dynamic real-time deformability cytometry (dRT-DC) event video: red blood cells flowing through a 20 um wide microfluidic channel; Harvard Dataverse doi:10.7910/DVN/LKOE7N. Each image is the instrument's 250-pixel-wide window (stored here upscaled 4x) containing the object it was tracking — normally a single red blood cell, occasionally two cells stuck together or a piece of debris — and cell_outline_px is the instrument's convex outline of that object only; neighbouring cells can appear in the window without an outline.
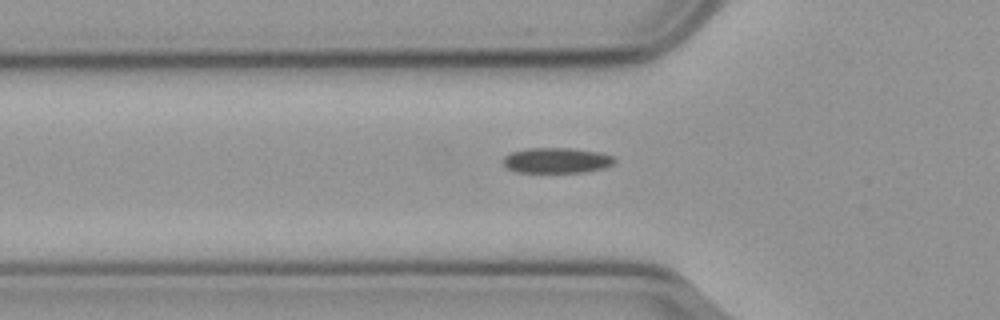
{"species": "common noctule bat (a hibernating species)", "species_latin": "Nyctalus noctula", "temperature_condition": "cold", "stored_images_in_passage": 38, "camera_frame_rate_fps": 3000, "um_per_image_px": 0.085, "animal": {"sex": "male", "body_mass_g": 23.1, "forearm_length_mm": 52.7}, "frame": {"image": 1, "passage_image": 9, "time_ms": 2.667, "image_size_px": [1000, 320], "cell_outline_px": [[616, 160], [612, 164], [604, 168], [584, 172], [516, 172], [504, 168], [500, 160], [504, 156], [512, 152], [528, 148], [572, 148], [600, 152], [612, 156]], "centroid_in_image_um": [47.25, 13.63], "position_along_channel_um": 78.5, "area_um2": 16.7}}
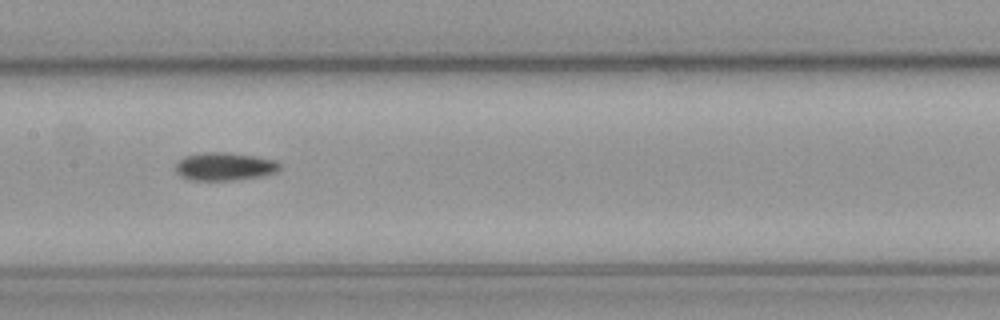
{"frame": {"image": 2, "passage_image": 18, "time_ms": 5.667, "image_size_px": [1000, 320], "cell_outline_px": [[280, 168], [276, 172], [256, 176], [228, 180], [196, 180], [184, 176], [176, 172], [176, 164], [184, 156], [208, 152], [228, 152], [256, 156], [276, 160], [280, 164]], "centroid_in_image_um": [19.11, 14.12], "position_along_channel_um": 188.3, "area_um2": 16.59}}
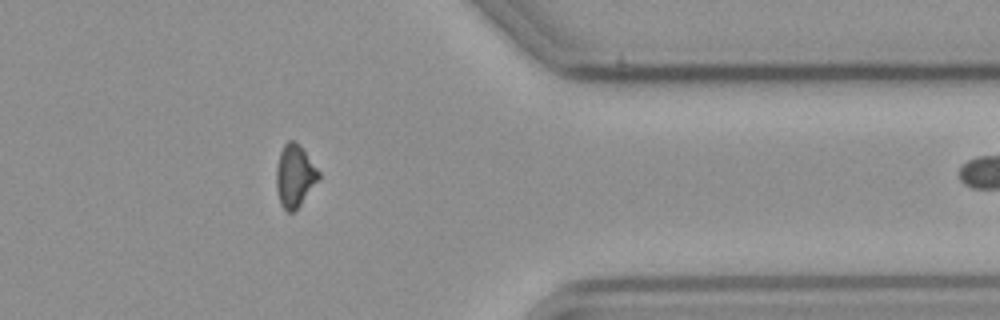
{"frame": {"image": 3, "passage_image": 36, "time_ms": 11.667, "image_size_px": [1000, 320], "cell_outline_px": [[320, 176], [300, 204], [292, 212], [288, 212], [280, 204], [276, 188], [276, 168], [280, 152], [284, 144], [288, 140], [292, 140], [304, 152], [320, 172]], "centroid_in_image_um": [25.01, 14.96], "position_along_channel_um": 386.4, "area_um2": 14.85}}